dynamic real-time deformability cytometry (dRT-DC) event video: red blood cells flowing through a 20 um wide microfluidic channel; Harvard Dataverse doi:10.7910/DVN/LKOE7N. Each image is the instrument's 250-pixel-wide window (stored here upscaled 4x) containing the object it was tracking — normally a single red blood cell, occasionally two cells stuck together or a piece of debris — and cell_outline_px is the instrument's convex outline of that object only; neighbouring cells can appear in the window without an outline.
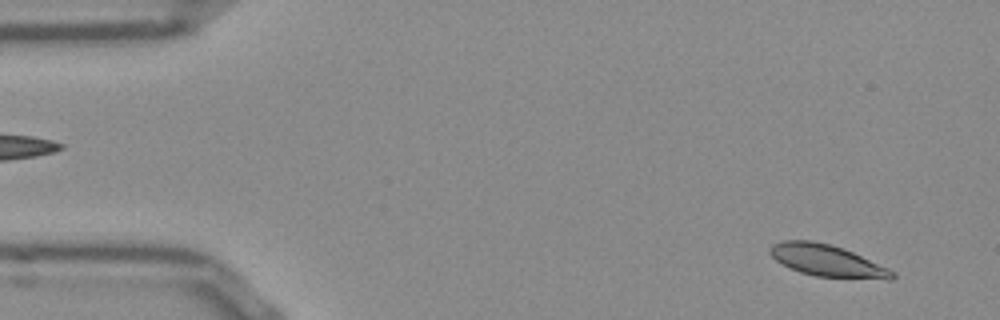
{"species": "Egyptian fruit bat (a non-hibernating species)", "species_latin": "Rousettus aegyptiacus", "temperature_condition": "room temperature", "stored_images_in_passage": 53, "camera_frame_rate_fps": 3000, "um_per_image_px": 0.085, "frame": {"image": 1, "passage_image": 3, "time_ms": 0.667, "image_size_px": [1000, 320], "cell_outline_px": [[896, 276], [892, 280], [888, 280], [816, 276], [800, 272], [776, 260], [768, 252], [768, 248], [772, 244], [784, 240], [812, 240], [828, 244], [852, 252], [888, 268], [896, 272]], "centroid_in_image_um": [70.32, 22.16], "position_along_channel_um": 14.7, "area_um2": 22.48}}
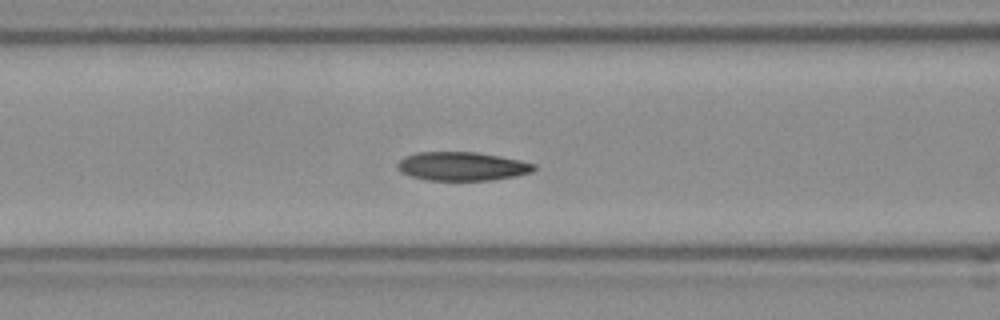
{"frame": {"image": 2, "passage_image": 20, "time_ms": 6.333, "image_size_px": [1000, 320], "cell_outline_px": [[536, 168], [532, 172], [516, 176], [492, 180], [428, 180], [412, 176], [400, 172], [396, 168], [396, 164], [404, 156], [416, 152], [476, 152], [500, 156], [520, 160], [536, 164]], "centroid_in_image_um": [39.27, 14.13], "position_along_channel_um": 127.3, "area_um2": 22.95}}
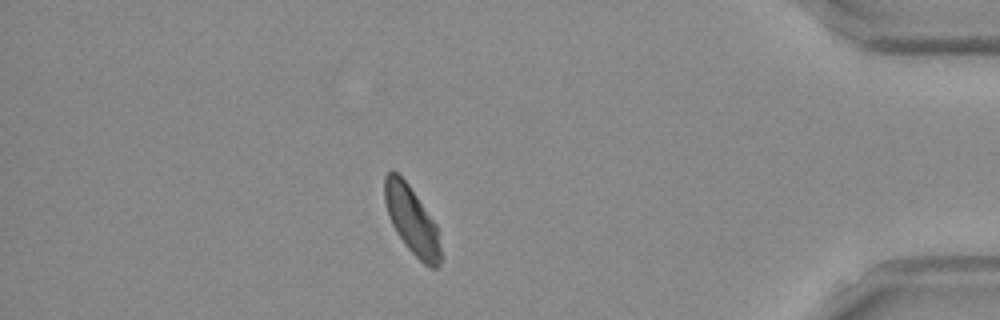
{"frame": {"image": 3, "passage_image": 45, "time_ms": 14.667, "image_size_px": [1000, 320], "cell_outline_px": [[440, 264], [436, 268], [432, 268], [424, 264], [408, 248], [396, 232], [388, 216], [384, 200], [384, 176], [392, 168], [408, 184], [436, 224], [440, 248]], "centroid_in_image_um": [34.97, 18.7], "position_along_channel_um": 400.2, "area_um2": 21.79}, "authors_computed_cell_mechanics": {"area_um2": 22.8888, "velocity_mm_per_s": 3.8054, "shape_relaxation_time_tau1_ms": 3.9561, "shape_relaxation_time_tau2_ms": 3.4625, "deformation_change_tau1": 0.1111, "deformation_change_tau2": 0.0709}}